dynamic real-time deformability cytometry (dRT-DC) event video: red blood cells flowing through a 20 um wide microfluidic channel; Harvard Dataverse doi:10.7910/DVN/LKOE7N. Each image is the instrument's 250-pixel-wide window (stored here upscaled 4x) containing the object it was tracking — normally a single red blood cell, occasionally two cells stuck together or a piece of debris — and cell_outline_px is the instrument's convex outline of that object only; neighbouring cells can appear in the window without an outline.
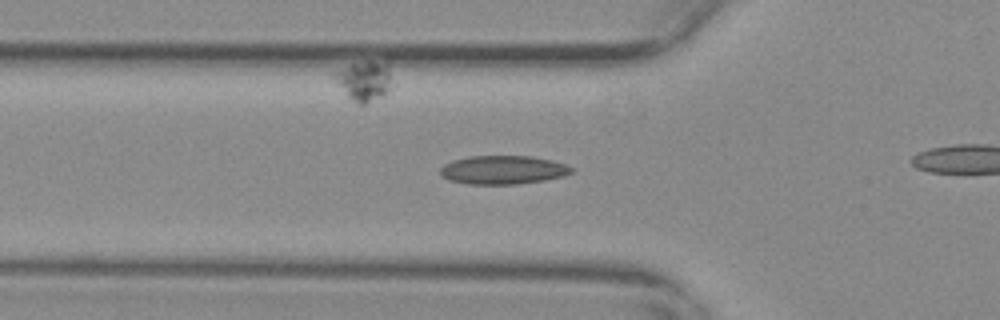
{"species": "common noctule bat (a hibernating species)", "species_latin": "Nyctalus noctula", "temperature_condition": "warm", "stored_images_in_passage": 28, "camera_frame_rate_fps": 3000, "um_per_image_px": 0.085, "animal": {"sex": "female", "body_mass_g": 29.2, "forearm_length_mm": 56.3}, "frame": {"image": 1, "passage_image": 2, "time_ms": 0.333, "image_size_px": [1000, 320], "cell_outline_px": [[572, 172], [564, 176], [544, 180], [516, 184], [468, 184], [448, 180], [440, 176], [440, 168], [444, 164], [452, 160], [468, 156], [532, 156], [552, 160], [564, 164], [572, 168]], "centroid_in_image_um": [42.71, 14.44], "position_along_channel_um": 83.1, "area_um2": 21.96}}
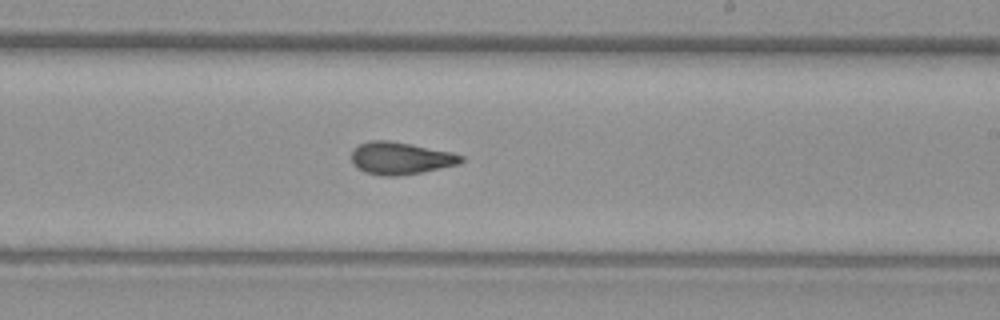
{"frame": {"image": 2, "passage_image": 16, "time_ms": 5.0, "image_size_px": [1000, 320], "cell_outline_px": [[464, 160], [460, 164], [424, 172], [400, 176], [380, 176], [364, 172], [356, 168], [352, 164], [352, 148], [360, 144], [372, 140], [388, 140], [452, 152], [464, 156]], "centroid_in_image_um": [34.04, 13.47], "position_along_channel_um": 255.0, "area_um2": 20.92}}
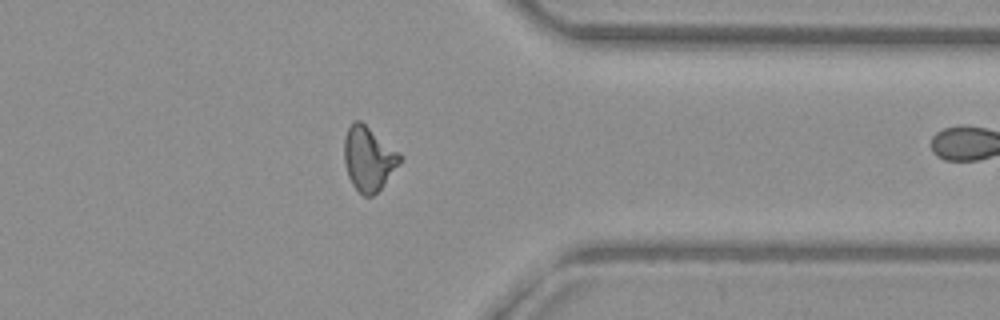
{"frame": {"image": 3, "passage_image": 27, "time_ms": 8.667, "image_size_px": [1000, 320], "cell_outline_px": [[400, 164], [384, 184], [372, 196], [364, 196], [352, 184], [348, 176], [344, 164], [344, 136], [348, 128], [356, 120], [360, 120], [400, 152]], "centroid_in_image_um": [31.32, 13.48], "position_along_channel_um": 380.1, "area_um2": 20.75}}